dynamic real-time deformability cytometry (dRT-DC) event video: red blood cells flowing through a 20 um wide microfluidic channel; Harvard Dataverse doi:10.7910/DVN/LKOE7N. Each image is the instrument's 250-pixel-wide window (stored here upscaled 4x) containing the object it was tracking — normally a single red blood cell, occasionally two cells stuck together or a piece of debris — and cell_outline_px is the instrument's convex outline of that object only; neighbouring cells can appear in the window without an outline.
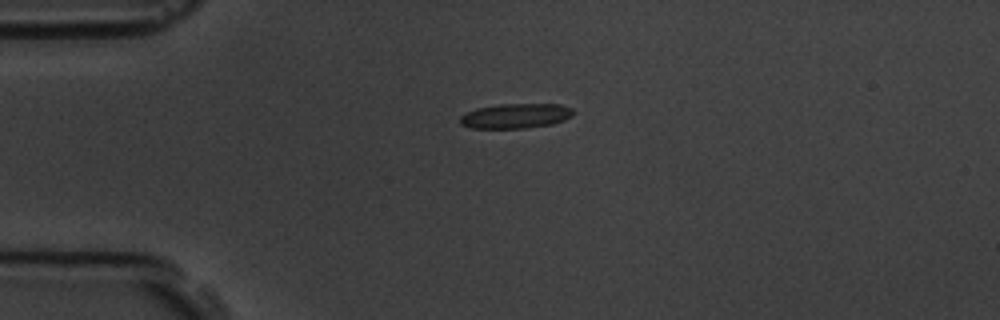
{"species": "common noctule bat (a hibernating species)", "species_latin": "Nyctalus noctula", "temperature_condition": "room temperature", "stored_images_in_passage": 1, "camera_frame_rate_fps": 3000, "um_per_image_px": 0.085, "animal": {"sex": "male", "body_mass_g": 19.5, "forearm_length_mm": 54.6}, "frame": {"image": 1, "passage_image": 1, "time_ms": 0.0, "image_size_px": [1000, 320], "cell_outline_px": [[576, 112], [572, 116], [564, 120], [552, 124], [524, 128], [472, 128], [460, 124], [460, 116], [476, 108], [500, 104], [560, 104], [572, 108]], "centroid_in_image_um": [43.86, 9.85], "position_along_channel_um": 41.1, "area_um2": 16.42}}